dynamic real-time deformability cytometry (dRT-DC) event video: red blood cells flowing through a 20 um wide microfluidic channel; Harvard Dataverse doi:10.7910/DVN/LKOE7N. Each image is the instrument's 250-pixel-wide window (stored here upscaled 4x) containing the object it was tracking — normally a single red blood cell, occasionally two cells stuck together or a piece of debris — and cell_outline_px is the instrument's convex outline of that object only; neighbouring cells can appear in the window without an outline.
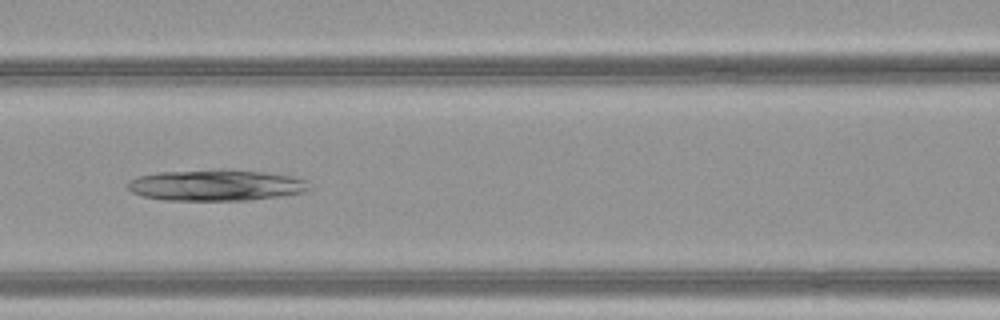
{"species": "common noctule bat (a hibernating species)", "species_latin": "Nyctalus noctula", "temperature_condition": "warm", "stored_images_in_passage": 49, "camera_frame_rate_fps": 3000, "um_per_image_px": 0.085, "animal": {"sex": "female", "body_mass_g": 21.9}, "frame": {"image": 1, "passage_image": 23, "time_ms": 7.333, "image_size_px": [1000, 320], "cell_outline_px": [[316, 188], [304, 192], [280, 196], [248, 200], [164, 200], [144, 196], [132, 192], [124, 184], [128, 180], [136, 176], [156, 172], [216, 168], [228, 168], [264, 172], [296, 176], [312, 180]], "centroid_in_image_um": [18.45, 15.71], "position_along_channel_um": 148.2, "area_um2": 34.28}}
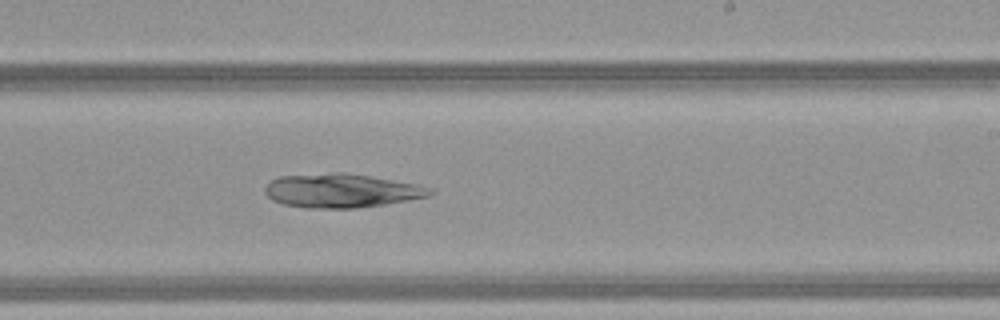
{"frame": {"image": 2, "passage_image": 31, "time_ms": 10.0, "image_size_px": [1000, 320], "cell_outline_px": [[436, 192], [428, 196], [384, 204], [356, 208], [308, 208], [284, 204], [272, 200], [264, 192], [264, 188], [272, 180], [280, 176], [336, 172], [348, 172], [420, 184], [432, 188]], "centroid_in_image_um": [29.05, 16.19], "position_along_channel_um": 259.9, "area_um2": 32.71}}
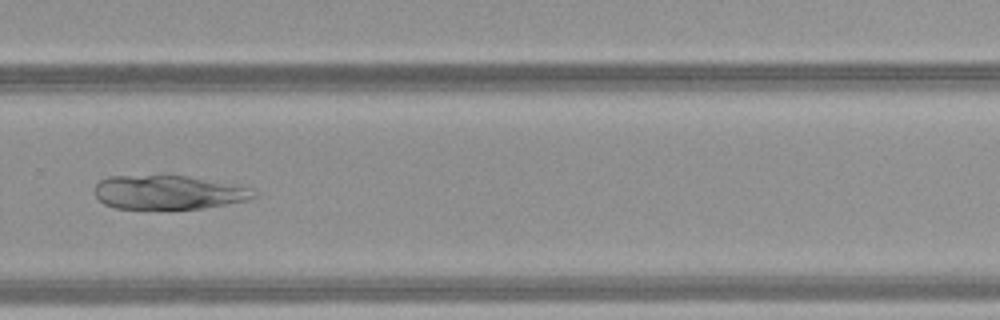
{"frame": {"image": 3, "passage_image": 35, "time_ms": 11.333, "image_size_px": [1000, 320], "cell_outline_px": [[256, 196], [244, 200], [204, 208], [116, 208], [104, 204], [96, 196], [96, 184], [100, 180], [108, 176], [160, 172], [184, 176], [252, 188], [256, 192]], "centroid_in_image_um": [14.22, 16.3], "position_along_channel_um": 315.6, "area_um2": 31.79}}